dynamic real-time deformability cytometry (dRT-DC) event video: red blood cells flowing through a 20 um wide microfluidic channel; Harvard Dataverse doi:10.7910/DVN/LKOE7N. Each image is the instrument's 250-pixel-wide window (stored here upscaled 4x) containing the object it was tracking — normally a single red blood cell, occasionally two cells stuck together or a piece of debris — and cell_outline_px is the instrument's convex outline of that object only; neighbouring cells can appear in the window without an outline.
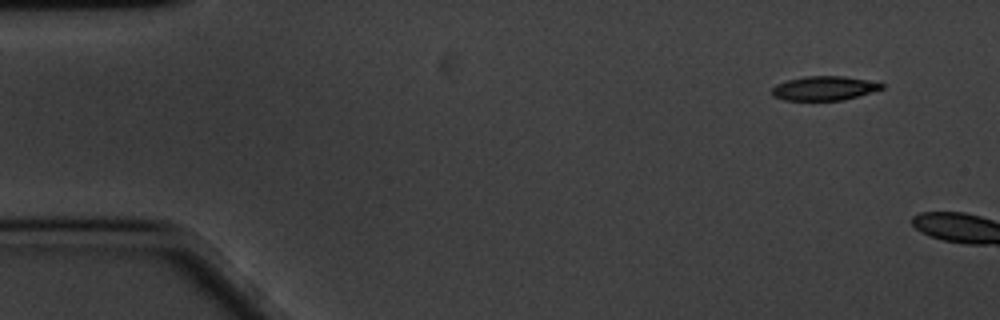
{"species": "common noctule bat (a hibernating species)", "species_latin": "Nyctalus noctula", "temperature_condition": "cold", "stored_images_in_passage": 3, "camera_frame_rate_fps": 3000, "um_per_image_px": 0.085, "animal": {"sex": "male", "body_mass_g": 20.1, "forearm_length_mm": 53.5}, "frame": {"image": 1, "passage_image": 1, "time_ms": 0.0, "image_size_px": [1000, 320], "cell_outline_px": [[884, 88], [872, 92], [844, 100], [784, 100], [772, 96], [772, 88], [776, 84], [788, 80], [804, 76], [844, 76], [884, 84]], "centroid_in_image_um": [70.03, 7.5], "position_along_channel_um": 15.0, "area_um2": 15.37}}